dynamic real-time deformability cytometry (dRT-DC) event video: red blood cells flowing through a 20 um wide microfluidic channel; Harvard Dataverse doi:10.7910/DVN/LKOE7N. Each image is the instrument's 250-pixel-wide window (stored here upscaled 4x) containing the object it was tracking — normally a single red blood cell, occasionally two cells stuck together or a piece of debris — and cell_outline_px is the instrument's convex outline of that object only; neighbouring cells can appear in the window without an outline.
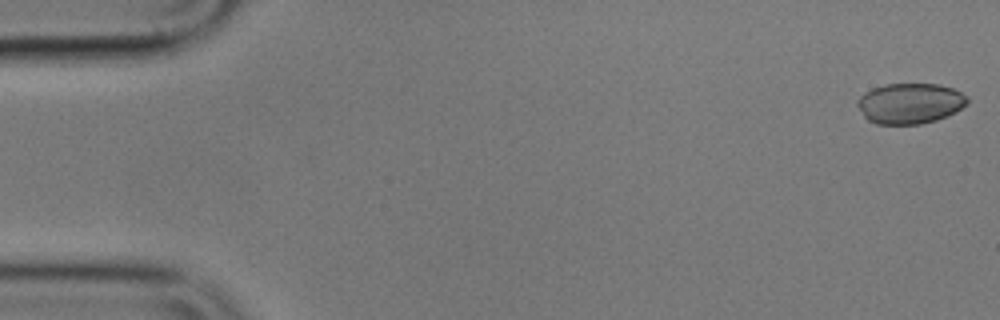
{"species": "common noctule bat (a hibernating species)", "species_latin": "Nyctalus noctula", "temperature_condition": "cold", "stored_images_in_passage": 55, "camera_frame_rate_fps": 3000, "um_per_image_px": 0.085, "animal": {"sex": "male", "body_mass_g": 17.9}, "frame": {"image": 1, "passage_image": 1, "time_ms": 0.0, "image_size_px": [1000, 320], "cell_outline_px": [[968, 104], [948, 116], [936, 120], [920, 124], [876, 124], [868, 120], [864, 116], [856, 104], [856, 100], [864, 92], [872, 88], [884, 84], [940, 84], [952, 88], [968, 96]], "centroid_in_image_um": [77.34, 8.78], "position_along_channel_um": 7.7, "area_um2": 26.18}}
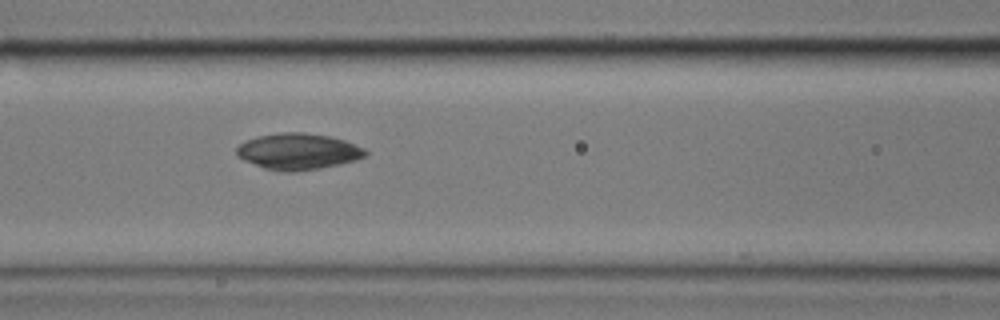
{"frame": {"image": 2, "passage_image": 23, "time_ms": 7.333, "image_size_px": [1000, 320], "cell_outline_px": [[368, 152], [364, 156], [356, 160], [340, 164], [320, 168], [292, 172], [284, 172], [264, 168], [244, 160], [236, 156], [236, 148], [244, 140], [256, 136], [284, 132], [304, 132], [328, 136], [344, 140], [364, 148]], "centroid_in_image_um": [25.31, 12.87], "position_along_channel_um": 141.3, "area_um2": 27.22}}
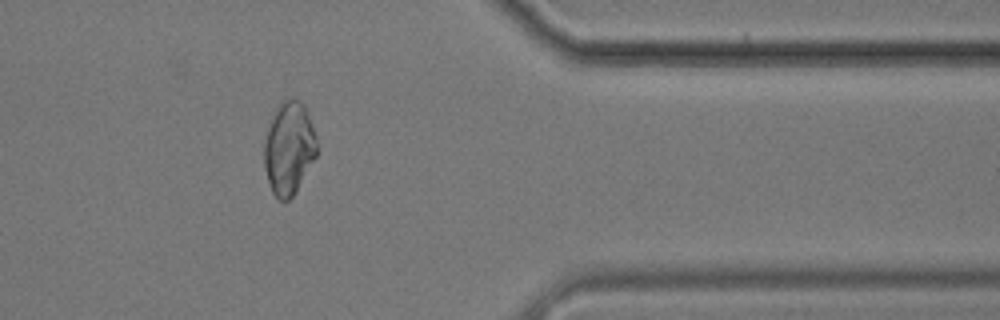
{"frame": {"image": 3, "passage_image": 45, "time_ms": 14.667, "image_size_px": [1000, 320], "cell_outline_px": [[316, 156], [296, 192], [288, 200], [280, 200], [272, 192], [268, 180], [264, 164], [264, 140], [268, 128], [276, 108], [288, 96], [300, 100], [304, 104], [308, 112], [316, 136]], "centroid_in_image_um": [24.57, 12.57], "position_along_channel_um": 386.8, "area_um2": 28.44}, "authors_computed_cell_mechanics": {"area_um2": 27.3394, "velocity_mm_per_s": 3.5929, "shape_relaxation_time_tau1_ms": null, "shape_relaxation_time_tau2_ms": 2.3512, "deformation_change_tau1": null, "deformation_change_tau2": 0.0449}}